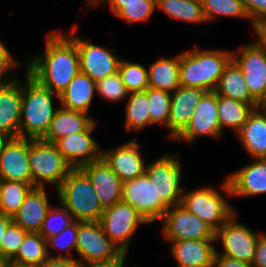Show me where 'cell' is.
<instances>
[{"mask_svg":"<svg viewBox=\"0 0 266 267\" xmlns=\"http://www.w3.org/2000/svg\"><path fill=\"white\" fill-rule=\"evenodd\" d=\"M45 49L25 62V71L40 85L60 95L80 72L76 44L57 30L46 34Z\"/></svg>","mask_w":266,"mask_h":267,"instance_id":"cell-1","label":"cell"},{"mask_svg":"<svg viewBox=\"0 0 266 267\" xmlns=\"http://www.w3.org/2000/svg\"><path fill=\"white\" fill-rule=\"evenodd\" d=\"M60 96L40 85L25 71L22 80V104L19 137L32 140L43 139L58 108L53 107V98Z\"/></svg>","mask_w":266,"mask_h":267,"instance_id":"cell-2","label":"cell"},{"mask_svg":"<svg viewBox=\"0 0 266 267\" xmlns=\"http://www.w3.org/2000/svg\"><path fill=\"white\" fill-rule=\"evenodd\" d=\"M232 60V50L193 49L180 52V85L214 91L225 67Z\"/></svg>","mask_w":266,"mask_h":267,"instance_id":"cell-3","label":"cell"},{"mask_svg":"<svg viewBox=\"0 0 266 267\" xmlns=\"http://www.w3.org/2000/svg\"><path fill=\"white\" fill-rule=\"evenodd\" d=\"M60 203L75 221H99L104 211L91 180L81 168H73L56 189Z\"/></svg>","mask_w":266,"mask_h":267,"instance_id":"cell-4","label":"cell"},{"mask_svg":"<svg viewBox=\"0 0 266 267\" xmlns=\"http://www.w3.org/2000/svg\"><path fill=\"white\" fill-rule=\"evenodd\" d=\"M220 186L224 194L211 186L199 187L192 191H185L184 188L181 201L183 207L208 224L215 232L237 212L224 198L225 195L227 198L232 196L226 177Z\"/></svg>","mask_w":266,"mask_h":267,"instance_id":"cell-5","label":"cell"},{"mask_svg":"<svg viewBox=\"0 0 266 267\" xmlns=\"http://www.w3.org/2000/svg\"><path fill=\"white\" fill-rule=\"evenodd\" d=\"M29 165L34 187L51 185L56 190L73 167L54 143L29 139Z\"/></svg>","mask_w":266,"mask_h":267,"instance_id":"cell-6","label":"cell"},{"mask_svg":"<svg viewBox=\"0 0 266 267\" xmlns=\"http://www.w3.org/2000/svg\"><path fill=\"white\" fill-rule=\"evenodd\" d=\"M99 223L105 235L126 254L138 227L149 224L133 206L123 201L105 208Z\"/></svg>","mask_w":266,"mask_h":267,"instance_id":"cell-7","label":"cell"},{"mask_svg":"<svg viewBox=\"0 0 266 267\" xmlns=\"http://www.w3.org/2000/svg\"><path fill=\"white\" fill-rule=\"evenodd\" d=\"M179 155L164 154L146 165L145 174L155 181L157 196L168 208L182 201L184 187L181 184L183 172Z\"/></svg>","mask_w":266,"mask_h":267,"instance_id":"cell-8","label":"cell"},{"mask_svg":"<svg viewBox=\"0 0 266 267\" xmlns=\"http://www.w3.org/2000/svg\"><path fill=\"white\" fill-rule=\"evenodd\" d=\"M236 214L237 212L215 232L216 242L220 241L223 246V252L216 249V254L252 263L262 232H255L245 223L239 222Z\"/></svg>","mask_w":266,"mask_h":267,"instance_id":"cell-9","label":"cell"},{"mask_svg":"<svg viewBox=\"0 0 266 267\" xmlns=\"http://www.w3.org/2000/svg\"><path fill=\"white\" fill-rule=\"evenodd\" d=\"M77 30L78 25L74 23L71 32L66 31L65 34L78 49L80 72L88 75L94 82L118 72L121 58L112 52L115 48L108 50V47H100L89 40L81 39L75 35Z\"/></svg>","mask_w":266,"mask_h":267,"instance_id":"cell-10","label":"cell"},{"mask_svg":"<svg viewBox=\"0 0 266 267\" xmlns=\"http://www.w3.org/2000/svg\"><path fill=\"white\" fill-rule=\"evenodd\" d=\"M166 241L215 239V231L181 204L170 207L159 221Z\"/></svg>","mask_w":266,"mask_h":267,"instance_id":"cell-11","label":"cell"},{"mask_svg":"<svg viewBox=\"0 0 266 267\" xmlns=\"http://www.w3.org/2000/svg\"><path fill=\"white\" fill-rule=\"evenodd\" d=\"M122 201L133 206L150 224L169 209L157 196L155 181L146 174L122 184Z\"/></svg>","mask_w":266,"mask_h":267,"instance_id":"cell-12","label":"cell"},{"mask_svg":"<svg viewBox=\"0 0 266 267\" xmlns=\"http://www.w3.org/2000/svg\"><path fill=\"white\" fill-rule=\"evenodd\" d=\"M76 252L81 263L108 261L122 254L105 235L99 221H78Z\"/></svg>","mask_w":266,"mask_h":267,"instance_id":"cell-13","label":"cell"},{"mask_svg":"<svg viewBox=\"0 0 266 267\" xmlns=\"http://www.w3.org/2000/svg\"><path fill=\"white\" fill-rule=\"evenodd\" d=\"M237 50H232V60L242 70L251 96L259 103L266 93V49L249 43Z\"/></svg>","mask_w":266,"mask_h":267,"instance_id":"cell-14","label":"cell"},{"mask_svg":"<svg viewBox=\"0 0 266 267\" xmlns=\"http://www.w3.org/2000/svg\"><path fill=\"white\" fill-rule=\"evenodd\" d=\"M217 94L214 91L207 92L200 102L195 106L191 121L186 128L174 139L193 143L198 137L221 138Z\"/></svg>","mask_w":266,"mask_h":267,"instance_id":"cell-15","label":"cell"},{"mask_svg":"<svg viewBox=\"0 0 266 267\" xmlns=\"http://www.w3.org/2000/svg\"><path fill=\"white\" fill-rule=\"evenodd\" d=\"M97 120L84 132L69 134L54 144L73 168H81L101 158L102 148L92 133Z\"/></svg>","mask_w":266,"mask_h":267,"instance_id":"cell-16","label":"cell"},{"mask_svg":"<svg viewBox=\"0 0 266 267\" xmlns=\"http://www.w3.org/2000/svg\"><path fill=\"white\" fill-rule=\"evenodd\" d=\"M101 157L118 175L122 182L132 180L145 174L146 165L141 146L136 140H130L115 149L103 150Z\"/></svg>","mask_w":266,"mask_h":267,"instance_id":"cell-17","label":"cell"},{"mask_svg":"<svg viewBox=\"0 0 266 267\" xmlns=\"http://www.w3.org/2000/svg\"><path fill=\"white\" fill-rule=\"evenodd\" d=\"M0 178L32 184L29 139L12 138L0 153Z\"/></svg>","mask_w":266,"mask_h":267,"instance_id":"cell-18","label":"cell"},{"mask_svg":"<svg viewBox=\"0 0 266 267\" xmlns=\"http://www.w3.org/2000/svg\"><path fill=\"white\" fill-rule=\"evenodd\" d=\"M91 180L103 209L122 201V180L101 157L81 167Z\"/></svg>","mask_w":266,"mask_h":267,"instance_id":"cell-19","label":"cell"},{"mask_svg":"<svg viewBox=\"0 0 266 267\" xmlns=\"http://www.w3.org/2000/svg\"><path fill=\"white\" fill-rule=\"evenodd\" d=\"M231 189V198L266 194V158L251 159L239 170L225 176Z\"/></svg>","mask_w":266,"mask_h":267,"instance_id":"cell-20","label":"cell"},{"mask_svg":"<svg viewBox=\"0 0 266 267\" xmlns=\"http://www.w3.org/2000/svg\"><path fill=\"white\" fill-rule=\"evenodd\" d=\"M207 92L203 88L179 86L171 93L168 138L174 140L186 128L195 106Z\"/></svg>","mask_w":266,"mask_h":267,"instance_id":"cell-21","label":"cell"},{"mask_svg":"<svg viewBox=\"0 0 266 267\" xmlns=\"http://www.w3.org/2000/svg\"><path fill=\"white\" fill-rule=\"evenodd\" d=\"M22 104V81L13 78L0 82V130L19 137L20 112Z\"/></svg>","mask_w":266,"mask_h":267,"instance_id":"cell-22","label":"cell"},{"mask_svg":"<svg viewBox=\"0 0 266 267\" xmlns=\"http://www.w3.org/2000/svg\"><path fill=\"white\" fill-rule=\"evenodd\" d=\"M215 239L180 240L170 242V250L178 267H213Z\"/></svg>","mask_w":266,"mask_h":267,"instance_id":"cell-23","label":"cell"},{"mask_svg":"<svg viewBox=\"0 0 266 267\" xmlns=\"http://www.w3.org/2000/svg\"><path fill=\"white\" fill-rule=\"evenodd\" d=\"M46 187H34L26 195L19 210L12 216L13 222L27 232H39L48 210L49 204Z\"/></svg>","mask_w":266,"mask_h":267,"instance_id":"cell-24","label":"cell"},{"mask_svg":"<svg viewBox=\"0 0 266 267\" xmlns=\"http://www.w3.org/2000/svg\"><path fill=\"white\" fill-rule=\"evenodd\" d=\"M250 159L266 158V112L258 108L249 114L236 134Z\"/></svg>","mask_w":266,"mask_h":267,"instance_id":"cell-25","label":"cell"},{"mask_svg":"<svg viewBox=\"0 0 266 267\" xmlns=\"http://www.w3.org/2000/svg\"><path fill=\"white\" fill-rule=\"evenodd\" d=\"M95 121L88 113L59 106L51 121L49 130L42 140L48 143H55L69 134L86 131Z\"/></svg>","mask_w":266,"mask_h":267,"instance_id":"cell-26","label":"cell"},{"mask_svg":"<svg viewBox=\"0 0 266 267\" xmlns=\"http://www.w3.org/2000/svg\"><path fill=\"white\" fill-rule=\"evenodd\" d=\"M95 93L96 82L79 72L59 95V103L63 108L89 113Z\"/></svg>","mask_w":266,"mask_h":267,"instance_id":"cell-27","label":"cell"},{"mask_svg":"<svg viewBox=\"0 0 266 267\" xmlns=\"http://www.w3.org/2000/svg\"><path fill=\"white\" fill-rule=\"evenodd\" d=\"M214 92L217 95L250 103L257 108L258 102L251 96L242 70L231 60L225 67Z\"/></svg>","mask_w":266,"mask_h":267,"instance_id":"cell-28","label":"cell"},{"mask_svg":"<svg viewBox=\"0 0 266 267\" xmlns=\"http://www.w3.org/2000/svg\"><path fill=\"white\" fill-rule=\"evenodd\" d=\"M107 4L110 12L126 23L149 22L155 12L156 0H100L95 7Z\"/></svg>","mask_w":266,"mask_h":267,"instance_id":"cell-29","label":"cell"},{"mask_svg":"<svg viewBox=\"0 0 266 267\" xmlns=\"http://www.w3.org/2000/svg\"><path fill=\"white\" fill-rule=\"evenodd\" d=\"M180 52L172 57H161L148 66L149 88L161 89L170 93L180 85L179 77Z\"/></svg>","mask_w":266,"mask_h":267,"instance_id":"cell-30","label":"cell"},{"mask_svg":"<svg viewBox=\"0 0 266 267\" xmlns=\"http://www.w3.org/2000/svg\"><path fill=\"white\" fill-rule=\"evenodd\" d=\"M48 257L47 240L39 232H27L17 254L8 263L19 267H36Z\"/></svg>","mask_w":266,"mask_h":267,"instance_id":"cell-31","label":"cell"},{"mask_svg":"<svg viewBox=\"0 0 266 267\" xmlns=\"http://www.w3.org/2000/svg\"><path fill=\"white\" fill-rule=\"evenodd\" d=\"M218 117L221 131L230 128L235 136L254 110L250 103L217 95Z\"/></svg>","mask_w":266,"mask_h":267,"instance_id":"cell-32","label":"cell"},{"mask_svg":"<svg viewBox=\"0 0 266 267\" xmlns=\"http://www.w3.org/2000/svg\"><path fill=\"white\" fill-rule=\"evenodd\" d=\"M156 8L180 22L206 23L202 0H156Z\"/></svg>","mask_w":266,"mask_h":267,"instance_id":"cell-33","label":"cell"},{"mask_svg":"<svg viewBox=\"0 0 266 267\" xmlns=\"http://www.w3.org/2000/svg\"><path fill=\"white\" fill-rule=\"evenodd\" d=\"M125 106L124 128L127 132H137L151 125L150 107L147 93L131 92Z\"/></svg>","mask_w":266,"mask_h":267,"instance_id":"cell-34","label":"cell"},{"mask_svg":"<svg viewBox=\"0 0 266 267\" xmlns=\"http://www.w3.org/2000/svg\"><path fill=\"white\" fill-rule=\"evenodd\" d=\"M32 188L33 184L2 179L0 212L12 217Z\"/></svg>","mask_w":266,"mask_h":267,"instance_id":"cell-35","label":"cell"},{"mask_svg":"<svg viewBox=\"0 0 266 267\" xmlns=\"http://www.w3.org/2000/svg\"><path fill=\"white\" fill-rule=\"evenodd\" d=\"M202 6L206 22L218 16L250 20L243 0H202Z\"/></svg>","mask_w":266,"mask_h":267,"instance_id":"cell-36","label":"cell"},{"mask_svg":"<svg viewBox=\"0 0 266 267\" xmlns=\"http://www.w3.org/2000/svg\"><path fill=\"white\" fill-rule=\"evenodd\" d=\"M118 72L129 93L143 92L149 87L148 67L142 64L121 59Z\"/></svg>","mask_w":266,"mask_h":267,"instance_id":"cell-37","label":"cell"},{"mask_svg":"<svg viewBox=\"0 0 266 267\" xmlns=\"http://www.w3.org/2000/svg\"><path fill=\"white\" fill-rule=\"evenodd\" d=\"M151 125L160 124L169 129L171 93L161 89L147 88Z\"/></svg>","mask_w":266,"mask_h":267,"instance_id":"cell-38","label":"cell"},{"mask_svg":"<svg viewBox=\"0 0 266 267\" xmlns=\"http://www.w3.org/2000/svg\"><path fill=\"white\" fill-rule=\"evenodd\" d=\"M74 222L72 214L59 202L58 205H53L48 210L39 233L48 239L53 235L60 234L64 228Z\"/></svg>","mask_w":266,"mask_h":267,"instance_id":"cell-39","label":"cell"},{"mask_svg":"<svg viewBox=\"0 0 266 267\" xmlns=\"http://www.w3.org/2000/svg\"><path fill=\"white\" fill-rule=\"evenodd\" d=\"M77 232H78V221H75L70 226L64 228V230L57 235H53L47 240V251L49 257L52 258H74L73 255H69V253H72L71 251L76 252V246H77ZM56 250L55 252H58V255L50 254V249ZM61 251H66V254L62 253ZM68 253V254H67ZM64 254V256L62 255Z\"/></svg>","mask_w":266,"mask_h":267,"instance_id":"cell-40","label":"cell"},{"mask_svg":"<svg viewBox=\"0 0 266 267\" xmlns=\"http://www.w3.org/2000/svg\"><path fill=\"white\" fill-rule=\"evenodd\" d=\"M96 93L108 102H120L127 99V91L119 72L109 75L96 82Z\"/></svg>","mask_w":266,"mask_h":267,"instance_id":"cell-41","label":"cell"},{"mask_svg":"<svg viewBox=\"0 0 266 267\" xmlns=\"http://www.w3.org/2000/svg\"><path fill=\"white\" fill-rule=\"evenodd\" d=\"M27 231L12 222L6 229L0 245V259L7 263L17 254Z\"/></svg>","mask_w":266,"mask_h":267,"instance_id":"cell-42","label":"cell"},{"mask_svg":"<svg viewBox=\"0 0 266 267\" xmlns=\"http://www.w3.org/2000/svg\"><path fill=\"white\" fill-rule=\"evenodd\" d=\"M19 64L22 63L15 59L8 47L0 39V82L13 78L11 77L12 75L8 77L7 74L16 69Z\"/></svg>","mask_w":266,"mask_h":267,"instance_id":"cell-43","label":"cell"},{"mask_svg":"<svg viewBox=\"0 0 266 267\" xmlns=\"http://www.w3.org/2000/svg\"><path fill=\"white\" fill-rule=\"evenodd\" d=\"M250 23L252 24L255 35L258 37L257 41H252V43L260 48L266 49V16L256 18Z\"/></svg>","mask_w":266,"mask_h":267,"instance_id":"cell-44","label":"cell"},{"mask_svg":"<svg viewBox=\"0 0 266 267\" xmlns=\"http://www.w3.org/2000/svg\"><path fill=\"white\" fill-rule=\"evenodd\" d=\"M250 21L266 16V0H243Z\"/></svg>","mask_w":266,"mask_h":267,"instance_id":"cell-45","label":"cell"},{"mask_svg":"<svg viewBox=\"0 0 266 267\" xmlns=\"http://www.w3.org/2000/svg\"><path fill=\"white\" fill-rule=\"evenodd\" d=\"M254 267H266V233L262 231L252 261Z\"/></svg>","mask_w":266,"mask_h":267,"instance_id":"cell-46","label":"cell"},{"mask_svg":"<svg viewBox=\"0 0 266 267\" xmlns=\"http://www.w3.org/2000/svg\"><path fill=\"white\" fill-rule=\"evenodd\" d=\"M36 267H81V262L78 258L48 257L44 262Z\"/></svg>","mask_w":266,"mask_h":267,"instance_id":"cell-47","label":"cell"},{"mask_svg":"<svg viewBox=\"0 0 266 267\" xmlns=\"http://www.w3.org/2000/svg\"><path fill=\"white\" fill-rule=\"evenodd\" d=\"M213 267H254L252 263H246L234 258H228L215 254Z\"/></svg>","mask_w":266,"mask_h":267,"instance_id":"cell-48","label":"cell"},{"mask_svg":"<svg viewBox=\"0 0 266 267\" xmlns=\"http://www.w3.org/2000/svg\"><path fill=\"white\" fill-rule=\"evenodd\" d=\"M126 257L127 254L122 253L118 258H114L108 261L81 263V267H126Z\"/></svg>","mask_w":266,"mask_h":267,"instance_id":"cell-49","label":"cell"},{"mask_svg":"<svg viewBox=\"0 0 266 267\" xmlns=\"http://www.w3.org/2000/svg\"><path fill=\"white\" fill-rule=\"evenodd\" d=\"M13 222L11 216L5 215L0 212V245L3 235L7 229V227Z\"/></svg>","mask_w":266,"mask_h":267,"instance_id":"cell-50","label":"cell"},{"mask_svg":"<svg viewBox=\"0 0 266 267\" xmlns=\"http://www.w3.org/2000/svg\"><path fill=\"white\" fill-rule=\"evenodd\" d=\"M13 137L4 131L0 130V153Z\"/></svg>","mask_w":266,"mask_h":267,"instance_id":"cell-51","label":"cell"},{"mask_svg":"<svg viewBox=\"0 0 266 267\" xmlns=\"http://www.w3.org/2000/svg\"><path fill=\"white\" fill-rule=\"evenodd\" d=\"M257 108L266 112V93L264 97L261 99V101L258 103Z\"/></svg>","mask_w":266,"mask_h":267,"instance_id":"cell-52","label":"cell"},{"mask_svg":"<svg viewBox=\"0 0 266 267\" xmlns=\"http://www.w3.org/2000/svg\"><path fill=\"white\" fill-rule=\"evenodd\" d=\"M99 1L100 0H86V3H87L86 7H87V9L88 10H90V8L92 9L93 7H95L98 4Z\"/></svg>","mask_w":266,"mask_h":267,"instance_id":"cell-53","label":"cell"},{"mask_svg":"<svg viewBox=\"0 0 266 267\" xmlns=\"http://www.w3.org/2000/svg\"><path fill=\"white\" fill-rule=\"evenodd\" d=\"M4 267H19V266H15V265H12V264H10V263H6V264L4 265Z\"/></svg>","mask_w":266,"mask_h":267,"instance_id":"cell-54","label":"cell"},{"mask_svg":"<svg viewBox=\"0 0 266 267\" xmlns=\"http://www.w3.org/2000/svg\"><path fill=\"white\" fill-rule=\"evenodd\" d=\"M7 262L6 261H3L0 259V267H4V265L6 264Z\"/></svg>","mask_w":266,"mask_h":267,"instance_id":"cell-55","label":"cell"},{"mask_svg":"<svg viewBox=\"0 0 266 267\" xmlns=\"http://www.w3.org/2000/svg\"><path fill=\"white\" fill-rule=\"evenodd\" d=\"M2 179L0 178V197H1Z\"/></svg>","mask_w":266,"mask_h":267,"instance_id":"cell-56","label":"cell"}]
</instances>
